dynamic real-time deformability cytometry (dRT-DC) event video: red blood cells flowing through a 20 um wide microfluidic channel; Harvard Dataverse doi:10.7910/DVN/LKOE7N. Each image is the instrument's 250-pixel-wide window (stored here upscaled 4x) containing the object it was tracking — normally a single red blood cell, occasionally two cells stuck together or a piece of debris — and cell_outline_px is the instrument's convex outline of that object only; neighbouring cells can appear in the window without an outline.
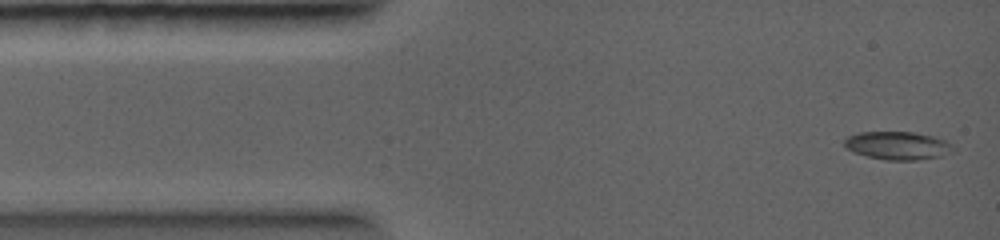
{"species": "common noctule bat (a hibernating species)", "species_latin": "Nyctalus noctula", "temperature_condition": "warm", "stored_images_in_passage": 17, "camera_frame_rate_fps": 5000, "um_per_image_px": 0.085, "animal": {"sex": "female", "body_mass_g": 19.0, "forearm_length_mm": 56.7}, "frame": {"image": 1, "passage_image": 1, "time_ms": 0.0, "image_size_px": [1000, 240], "cell_outline_px": [[956, 152], [940, 156], [920, 160], [884, 160], [852, 152], [844, 148], [844, 140], [848, 136], [860, 132], [912, 132], [932, 136], [944, 140], [952, 144], [956, 148]], "centroid_in_image_um": [76.32, 12.38], "position_along_channel_um": 8.7, "area_um2": 18.03}}
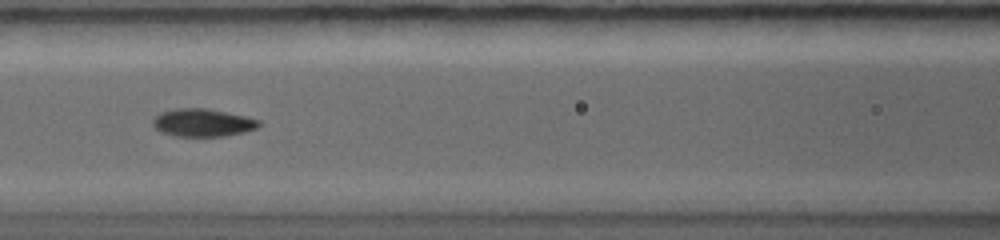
{"frame": {"image": 2, "passage_image": 7, "time_ms": 4.2, "image_size_px": [1000, 240], "cell_outline_px": [[260, 124], [256, 128], [244, 132], [224, 136], [176, 136], [160, 132], [152, 124], [152, 120], [160, 112], [180, 108], [208, 108], [244, 116], [260, 120]], "centroid_in_image_um": [17.21, 10.42], "position_along_channel_um": 149.4, "area_um2": 17.11}}
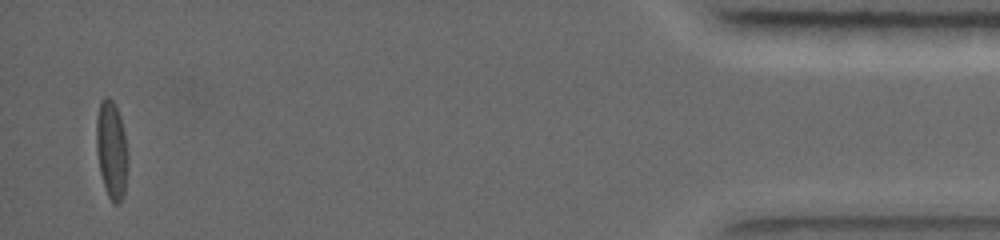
{"frame": {"image": 3, "passage_image": 16, "time_ms": 11.6, "image_size_px": [1000, 240], "cell_outline_px": [[128, 160], [124, 196], [120, 204], [112, 204], [108, 196], [100, 172], [96, 152], [96, 116], [100, 100], [104, 96], [108, 96], [116, 104], [120, 116], [124, 132], [128, 156]], "centroid_in_image_um": [9.48, 12.72], "position_along_channel_um": 425.7, "area_um2": 18.38}}